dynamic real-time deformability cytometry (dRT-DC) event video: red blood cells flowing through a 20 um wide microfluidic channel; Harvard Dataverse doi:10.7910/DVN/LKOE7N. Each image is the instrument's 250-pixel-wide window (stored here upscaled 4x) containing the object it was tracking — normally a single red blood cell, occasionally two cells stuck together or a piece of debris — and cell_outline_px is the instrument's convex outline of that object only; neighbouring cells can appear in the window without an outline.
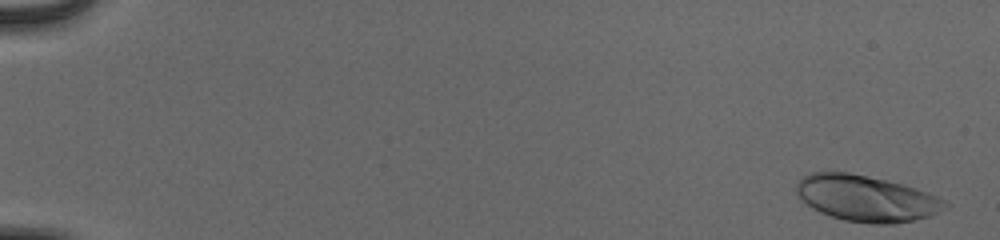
{"species": "human", "species_latin": "Homo sapiens", "temperature_condition": "cold", "stored_images_in_passage": 55, "camera_frame_rate_fps": 3000, "um_per_image_px": 0.085, "donor": {"sex": "male"}, "frame": {"image": 1, "passage_image": 2, "time_ms": 0.333, "image_size_px": [1000, 240], "cell_outline_px": [[952, 204], [928, 216], [896, 224], [872, 224], [844, 220], [820, 212], [812, 208], [800, 200], [796, 192], [796, 184], [808, 172], [848, 172], [904, 184], [928, 192], [948, 200]], "centroid_in_image_um": [73.64, 16.86], "position_along_channel_um": 11.4, "area_um2": 40.06}}
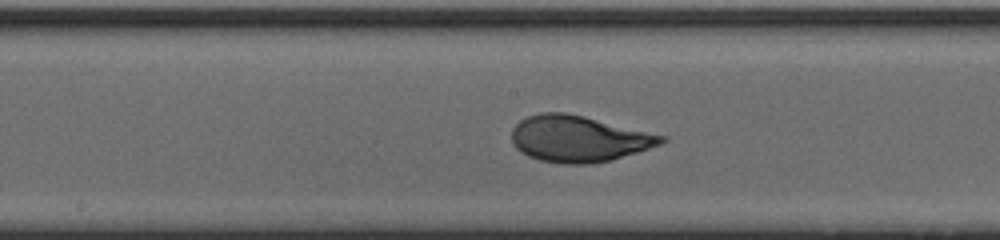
{"frame": {"image": 2, "passage_image": 31, "time_ms": 10.0, "image_size_px": [1000, 240], "cell_outline_px": [[668, 140], [660, 144], [612, 160], [588, 164], [564, 164], [540, 160], [528, 156], [520, 152], [512, 144], [512, 128], [520, 120], [528, 116], [540, 112], [564, 112], [584, 116], [668, 136]], "centroid_in_image_um": [49.18, 11.79], "position_along_channel_um": 199.0, "area_um2": 40.46}}
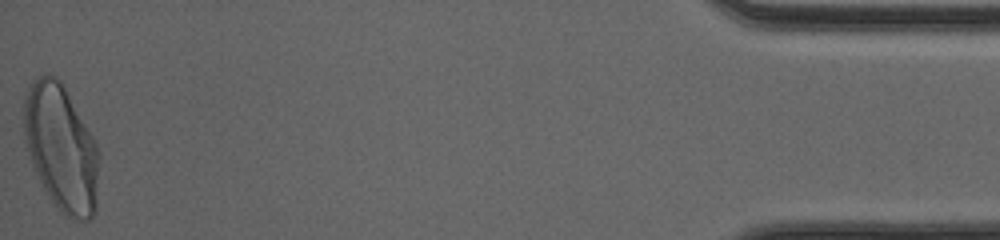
{"frame": {"image": 3, "passage_image": 55, "time_ms": 18.0, "image_size_px": [1000, 240], "cell_outline_px": [[100, 156], [96, 212], [92, 220], [80, 220], [64, 216], [56, 208], [48, 196], [32, 164], [24, 140], [24, 96], [28, 84], [36, 76], [56, 76], [64, 84], [96, 140], [100, 152]], "centroid_in_image_um": [5.23, 12.57], "position_along_channel_um": 430.0, "area_um2": 56.41}, "authors_computed_cell_mechanics": {"area_um2": 39.7664, "velocity_mm_per_s": 3.9017, "shape_relaxation_time_tau1_ms": 3.5737, "shape_relaxation_time_tau2_ms": null, "deformation_change_tau1": 0.189, "deformation_change_tau2": null}}